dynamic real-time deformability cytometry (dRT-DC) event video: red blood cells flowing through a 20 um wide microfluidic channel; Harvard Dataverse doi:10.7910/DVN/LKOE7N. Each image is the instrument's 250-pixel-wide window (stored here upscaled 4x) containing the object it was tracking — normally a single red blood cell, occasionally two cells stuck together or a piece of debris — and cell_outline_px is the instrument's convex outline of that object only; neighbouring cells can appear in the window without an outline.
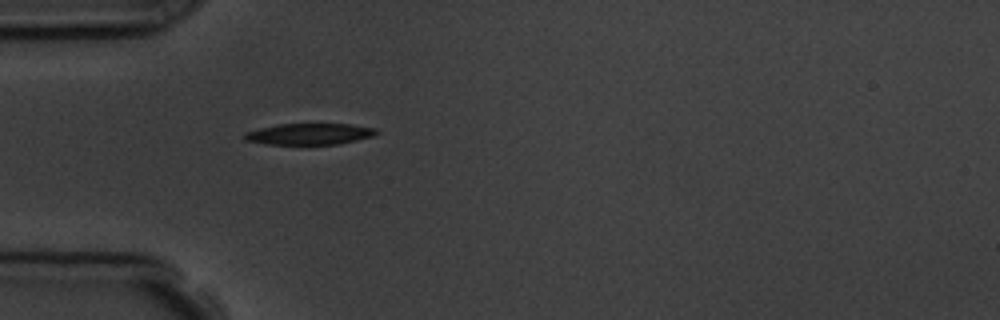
{"species": "common noctule bat (a hibernating species)", "species_latin": "Nyctalus noctula", "temperature_condition": "room temperature", "stored_images_in_passage": 1, "camera_frame_rate_fps": 3000, "um_per_image_px": 0.085, "animal": {"sex": "male", "body_mass_g": 19.5, "forearm_length_mm": 54.6}, "frame": {"image": 1, "passage_image": 1, "time_ms": 0.0, "image_size_px": [1000, 320], "cell_outline_px": [[380, 132], [372, 136], [340, 144], [264, 144], [244, 140], [244, 132], [260, 128], [280, 124], [352, 124], [376, 128]], "centroid_in_image_um": [26.31, 11.39], "position_along_channel_um": 58.7, "area_um2": 16.36}}